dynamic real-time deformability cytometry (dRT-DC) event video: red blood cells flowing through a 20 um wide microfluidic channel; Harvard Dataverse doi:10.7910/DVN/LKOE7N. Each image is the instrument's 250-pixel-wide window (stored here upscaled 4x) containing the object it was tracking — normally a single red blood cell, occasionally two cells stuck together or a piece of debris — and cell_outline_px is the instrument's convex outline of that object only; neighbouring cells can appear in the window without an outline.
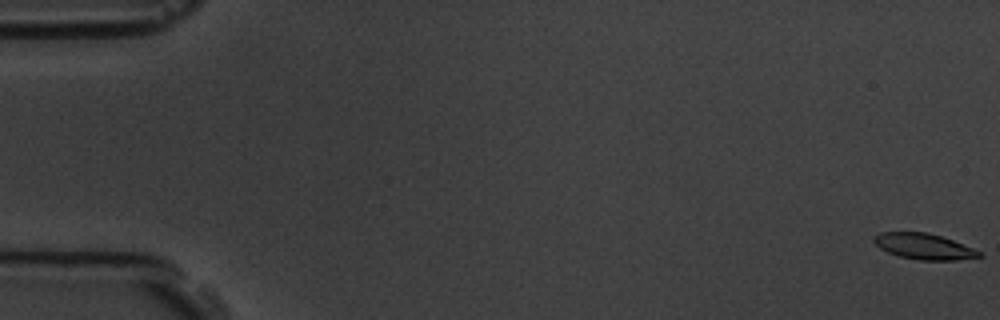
{"species": "common noctule bat (a hibernating species)", "species_latin": "Nyctalus noctula", "temperature_condition": "room temperature", "stored_images_in_passage": 58, "camera_frame_rate_fps": 3000, "um_per_image_px": 0.085, "animal": {"sex": "male", "body_mass_g": 19.5, "forearm_length_mm": 54.6}, "frame": {"image": 1, "passage_image": 1, "time_ms": 0.0, "image_size_px": [1000, 320], "cell_outline_px": [[984, 256], [956, 260], [920, 260], [900, 256], [888, 252], [880, 248], [872, 240], [872, 236], [880, 232], [924, 232], [940, 236], [952, 240], [972, 248], [980, 252]], "centroid_in_image_um": [78.49, 20.94], "position_along_channel_um": 6.5, "area_um2": 15.66}}
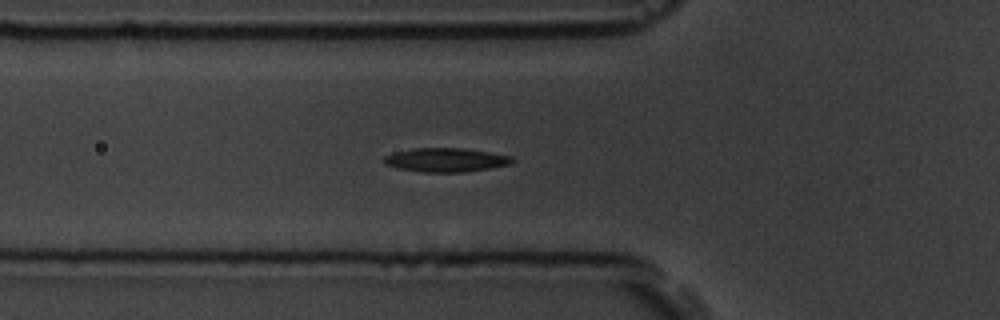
{"frame": {"image": 2, "passage_image": 21, "time_ms": 6.667, "image_size_px": [1000, 320], "cell_outline_px": [[516, 160], [508, 164], [492, 168], [464, 172], [420, 172], [396, 168], [384, 164], [380, 160], [384, 156], [396, 152], [412, 148], [464, 148], [512, 156]], "centroid_in_image_um": [37.85, 13.6], "position_along_channel_um": 87.9, "area_um2": 18.03}}
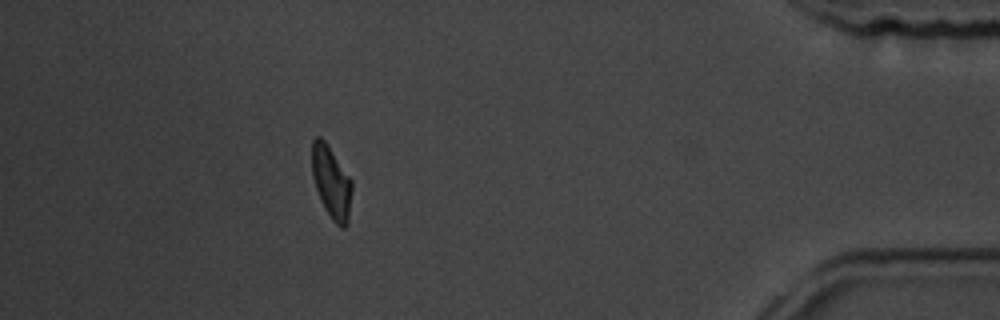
{"frame": {"image": 3, "passage_image": 52, "time_ms": 17.0, "image_size_px": [1000, 320], "cell_outline_px": [[352, 188], [348, 224], [344, 228], [340, 228], [332, 220], [324, 208], [320, 200], [312, 176], [312, 140], [316, 136], [320, 136], [324, 140], [352, 180]], "centroid_in_image_um": [28.16, 15.52], "position_along_channel_um": 407.0, "area_um2": 16.88}, "authors_computed_cell_mechanics": {"area_um2": 17.1955, "velocity_mm_per_s": 3.5814, "shape_relaxation_time_tau1_ms": 5.2271, "shape_relaxation_time_tau2_ms": 3.8584, "deformation_change_tau1": 0.1457, "deformation_change_tau2": 0.1138}}